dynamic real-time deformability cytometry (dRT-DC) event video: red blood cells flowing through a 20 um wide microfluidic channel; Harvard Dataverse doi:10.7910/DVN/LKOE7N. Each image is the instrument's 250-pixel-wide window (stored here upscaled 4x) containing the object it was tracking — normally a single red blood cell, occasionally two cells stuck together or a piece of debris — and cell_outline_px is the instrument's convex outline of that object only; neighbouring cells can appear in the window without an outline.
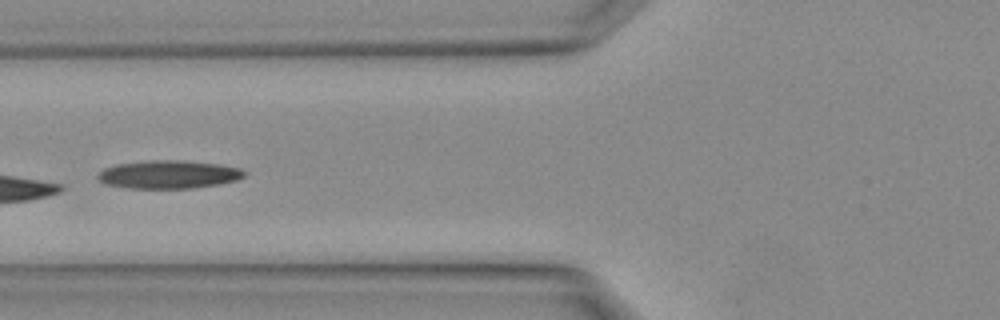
{"species": "Egyptian fruit bat (a non-hibernating species)", "species_latin": "Rousettus aegyptiacus", "temperature_condition": "warm", "stored_images_in_passage": 3, "camera_frame_rate_fps": 3000, "um_per_image_px": 0.085, "animal": {"sex": "female"}, "frame": {"image": 1, "passage_image": 3, "time_ms": 0.667, "image_size_px": [1000, 320], "cell_outline_px": [[248, 172], [244, 176], [236, 180], [216, 184], [192, 188], [132, 188], [104, 184], [96, 176], [104, 168], [116, 164], [152, 160], [176, 160], [220, 164], [240, 168]], "centroid_in_image_um": [14.33, 14.82], "position_along_channel_um": 111.5, "area_um2": 23.87}}